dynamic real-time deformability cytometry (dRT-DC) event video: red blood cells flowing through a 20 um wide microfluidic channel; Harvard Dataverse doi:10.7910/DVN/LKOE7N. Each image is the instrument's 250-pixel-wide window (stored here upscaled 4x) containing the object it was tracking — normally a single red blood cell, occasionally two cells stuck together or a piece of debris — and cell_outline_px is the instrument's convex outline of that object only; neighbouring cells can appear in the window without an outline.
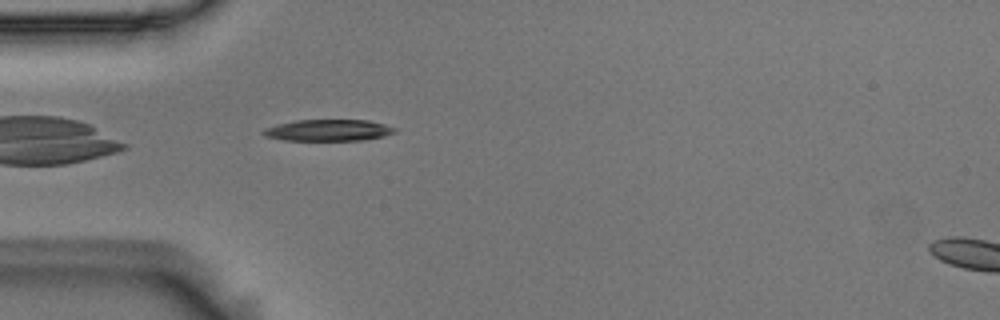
{"species": "Egyptian fruit bat (a non-hibernating species)", "species_latin": "Rousettus aegyptiacus", "temperature_condition": "room temperature", "stored_images_in_passage": 25, "camera_frame_rate_fps": 3000, "um_per_image_px": 0.085, "animal": {"sex": "male"}, "frame": {"image": 1, "passage_image": 2, "time_ms": 0.333, "image_size_px": [1000, 320], "cell_outline_px": [[396, 132], [384, 136], [360, 140], [284, 140], [264, 136], [260, 132], [264, 128], [276, 124], [296, 120], [368, 120], [384, 124], [396, 128]], "centroid_in_image_um": [27.87, 11.06], "position_along_channel_um": 57.1, "area_um2": 16.47}}
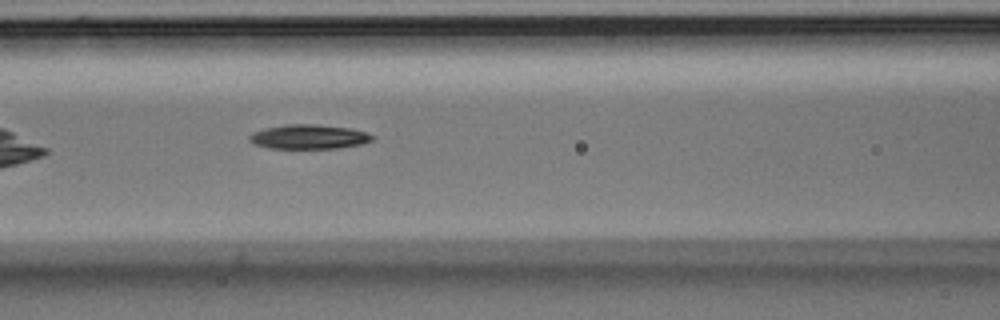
{"frame": {"image": 2, "passage_image": 9, "time_ms": 2.667, "image_size_px": [1000, 320], "cell_outline_px": [[376, 136], [372, 140], [360, 144], [336, 148], [268, 148], [256, 144], [248, 140], [248, 136], [252, 132], [264, 128], [284, 124], [316, 124], [352, 128], [368, 132]], "centroid_in_image_um": [26.25, 11.61], "position_along_channel_um": 140.3, "area_um2": 17.63}}
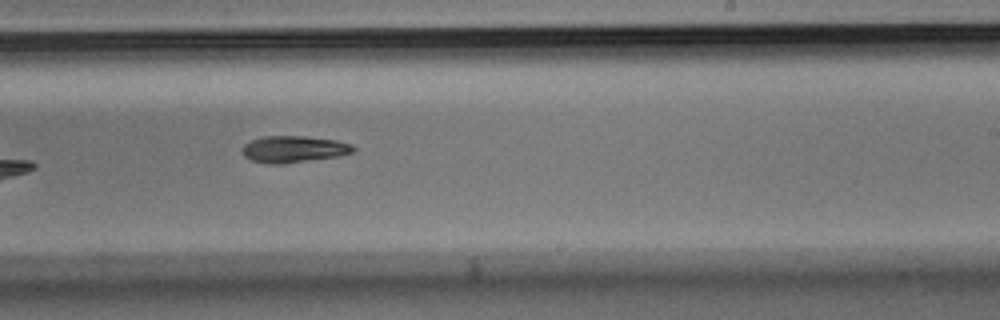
{"frame": {"image": 3, "passage_image": 19, "time_ms": 6.0, "image_size_px": [1000, 320], "cell_outline_px": [[356, 152], [336, 156], [280, 164], [272, 164], [252, 160], [244, 156], [244, 144], [252, 140], [264, 136], [304, 136], [336, 140], [352, 144], [356, 148]], "centroid_in_image_um": [25.01, 12.67], "position_along_channel_um": 264.0, "area_um2": 16.99}}